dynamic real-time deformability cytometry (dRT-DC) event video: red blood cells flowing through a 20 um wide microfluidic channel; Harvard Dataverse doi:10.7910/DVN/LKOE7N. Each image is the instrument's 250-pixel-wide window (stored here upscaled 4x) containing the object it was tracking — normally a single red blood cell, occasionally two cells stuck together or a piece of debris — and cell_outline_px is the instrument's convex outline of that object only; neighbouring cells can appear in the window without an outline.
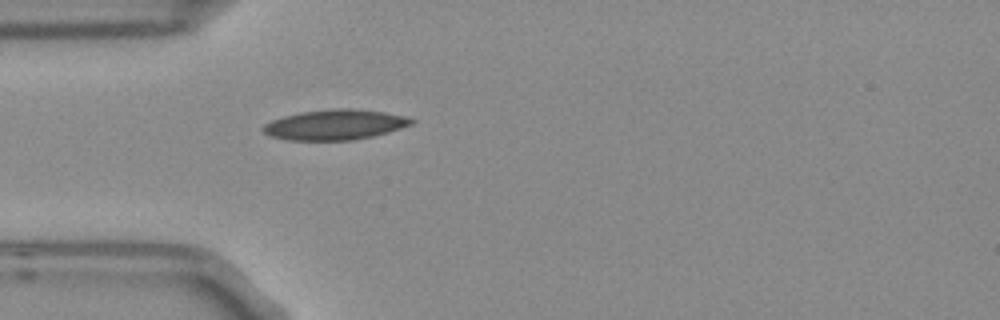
{"species": "Egyptian fruit bat (a non-hibernating species)", "species_latin": "Rousettus aegyptiacus", "temperature_condition": "room temperature", "stored_images_in_passage": 1, "camera_frame_rate_fps": 3000, "um_per_image_px": 0.085, "frame": {"image": 1, "passage_image": 1, "time_ms": 0.0, "image_size_px": [1000, 320], "cell_outline_px": [[416, 120], [412, 124], [388, 132], [372, 136], [352, 140], [288, 140], [272, 136], [264, 132], [260, 128], [264, 124], [272, 120], [284, 116], [300, 112], [332, 108], [352, 108], [384, 112], [404, 116]], "centroid_in_image_um": [28.46, 10.59], "position_along_channel_um": 56.5, "area_um2": 26.07}}